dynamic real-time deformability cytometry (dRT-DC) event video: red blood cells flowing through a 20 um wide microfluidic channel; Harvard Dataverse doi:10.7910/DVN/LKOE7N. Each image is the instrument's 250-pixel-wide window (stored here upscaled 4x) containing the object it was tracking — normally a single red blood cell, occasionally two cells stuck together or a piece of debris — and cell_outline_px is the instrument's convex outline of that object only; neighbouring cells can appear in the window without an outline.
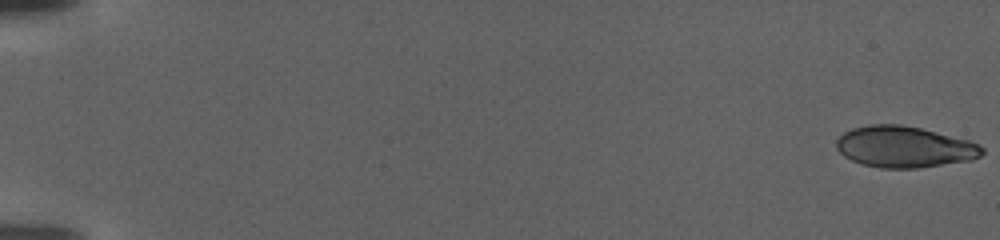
{"species": "human", "species_latin": "Homo sapiens", "temperature_condition": "warm", "stored_images_in_passage": 110, "camera_frame_rate_fps": 3000, "um_per_image_px": 0.085, "donor": {"sex": "female"}, "frame": {"image": 1, "passage_image": 1, "time_ms": 0.0, "image_size_px": [1000, 240], "cell_outline_px": [[984, 152], [980, 156], [972, 160], [920, 168], [880, 168], [864, 164], [852, 160], [844, 156], [836, 148], [836, 140], [844, 132], [852, 128], [868, 124], [900, 124], [920, 128], [968, 140], [980, 144], [984, 148]], "centroid_in_image_um": [76.88, 12.48], "position_along_channel_um": 8.1, "area_um2": 35.08}}
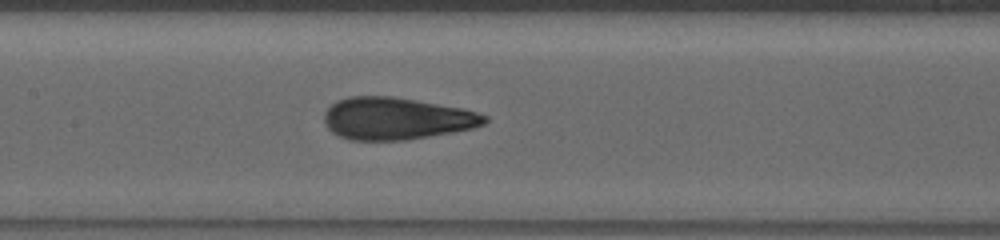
{"frame": {"image": 2, "passage_image": 57, "time_ms": 18.667, "image_size_px": [1000, 240], "cell_outline_px": [[488, 120], [484, 124], [472, 128], [452, 132], [408, 140], [348, 140], [332, 132], [324, 124], [324, 112], [336, 100], [348, 96], [392, 96], [416, 100], [460, 108], [476, 112], [488, 116]], "centroid_in_image_um": [33.65, 10.07], "position_along_channel_um": 173.7, "area_um2": 39.42}}
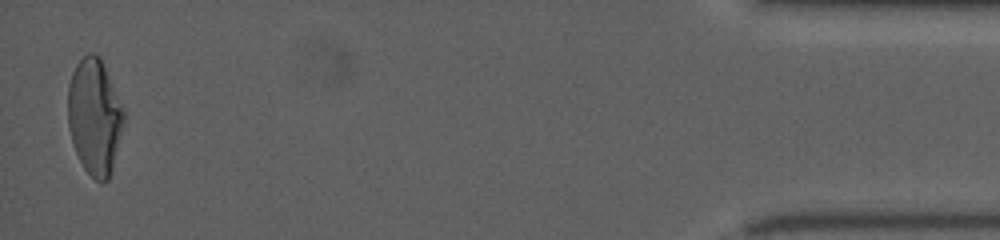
{"frame": {"image": 3, "passage_image": 108, "time_ms": 35.667, "image_size_px": [1000, 240], "cell_outline_px": [[124, 120], [112, 168], [108, 180], [100, 184], [84, 168], [72, 144], [68, 124], [68, 84], [72, 72], [76, 64], [88, 52], [96, 52], [100, 56], [124, 112]], "centroid_in_image_um": [8.01, 9.9], "position_along_channel_um": 427.2, "area_um2": 37.4}}